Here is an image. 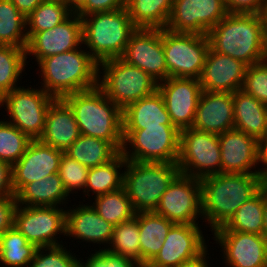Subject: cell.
I'll return each mask as SVG.
<instances>
[{
    "label": "cell",
    "instance_id": "6da1fadb",
    "mask_svg": "<svg viewBox=\"0 0 267 267\" xmlns=\"http://www.w3.org/2000/svg\"><path fill=\"white\" fill-rule=\"evenodd\" d=\"M200 183L202 219L210 225L212 233L224 226L265 184L258 174L237 173L211 175L200 179Z\"/></svg>",
    "mask_w": 267,
    "mask_h": 267
},
{
    "label": "cell",
    "instance_id": "7a4b0ae2",
    "mask_svg": "<svg viewBox=\"0 0 267 267\" xmlns=\"http://www.w3.org/2000/svg\"><path fill=\"white\" fill-rule=\"evenodd\" d=\"M210 48L247 66L267 59L260 14L228 13L207 34Z\"/></svg>",
    "mask_w": 267,
    "mask_h": 267
},
{
    "label": "cell",
    "instance_id": "3957f363",
    "mask_svg": "<svg viewBox=\"0 0 267 267\" xmlns=\"http://www.w3.org/2000/svg\"><path fill=\"white\" fill-rule=\"evenodd\" d=\"M42 89L55 99L98 86V63L80 47L42 59Z\"/></svg>",
    "mask_w": 267,
    "mask_h": 267
},
{
    "label": "cell",
    "instance_id": "277c9868",
    "mask_svg": "<svg viewBox=\"0 0 267 267\" xmlns=\"http://www.w3.org/2000/svg\"><path fill=\"white\" fill-rule=\"evenodd\" d=\"M71 108L80 134L110 142L119 152L123 147L122 109L96 88L62 98Z\"/></svg>",
    "mask_w": 267,
    "mask_h": 267
},
{
    "label": "cell",
    "instance_id": "5b68a950",
    "mask_svg": "<svg viewBox=\"0 0 267 267\" xmlns=\"http://www.w3.org/2000/svg\"><path fill=\"white\" fill-rule=\"evenodd\" d=\"M81 19L83 44L98 64L122 57L131 35L137 30L127 8L96 12Z\"/></svg>",
    "mask_w": 267,
    "mask_h": 267
},
{
    "label": "cell",
    "instance_id": "8992f818",
    "mask_svg": "<svg viewBox=\"0 0 267 267\" xmlns=\"http://www.w3.org/2000/svg\"><path fill=\"white\" fill-rule=\"evenodd\" d=\"M123 173V187L135 212L139 213L155 211L163 193L180 174V170L177 163L127 160Z\"/></svg>",
    "mask_w": 267,
    "mask_h": 267
},
{
    "label": "cell",
    "instance_id": "52a82bcc",
    "mask_svg": "<svg viewBox=\"0 0 267 267\" xmlns=\"http://www.w3.org/2000/svg\"><path fill=\"white\" fill-rule=\"evenodd\" d=\"M98 87L123 110L130 103L154 94L158 90V82L120 57L98 64Z\"/></svg>",
    "mask_w": 267,
    "mask_h": 267
},
{
    "label": "cell",
    "instance_id": "ba28073f",
    "mask_svg": "<svg viewBox=\"0 0 267 267\" xmlns=\"http://www.w3.org/2000/svg\"><path fill=\"white\" fill-rule=\"evenodd\" d=\"M179 143L180 131L174 125L161 124L146 129L123 130L121 152L130 161L177 163Z\"/></svg>",
    "mask_w": 267,
    "mask_h": 267
},
{
    "label": "cell",
    "instance_id": "9c48e42d",
    "mask_svg": "<svg viewBox=\"0 0 267 267\" xmlns=\"http://www.w3.org/2000/svg\"><path fill=\"white\" fill-rule=\"evenodd\" d=\"M168 78H200L210 43L207 35L162 29Z\"/></svg>",
    "mask_w": 267,
    "mask_h": 267
},
{
    "label": "cell",
    "instance_id": "30bf717a",
    "mask_svg": "<svg viewBox=\"0 0 267 267\" xmlns=\"http://www.w3.org/2000/svg\"><path fill=\"white\" fill-rule=\"evenodd\" d=\"M180 174L203 179L221 173L219 135L188 128L180 131Z\"/></svg>",
    "mask_w": 267,
    "mask_h": 267
},
{
    "label": "cell",
    "instance_id": "8fae6325",
    "mask_svg": "<svg viewBox=\"0 0 267 267\" xmlns=\"http://www.w3.org/2000/svg\"><path fill=\"white\" fill-rule=\"evenodd\" d=\"M18 86L1 98L10 118L8 123L17 127L31 140H38L44 130L46 114L51 102L55 99L41 87L40 89Z\"/></svg>",
    "mask_w": 267,
    "mask_h": 267
},
{
    "label": "cell",
    "instance_id": "7c38bea8",
    "mask_svg": "<svg viewBox=\"0 0 267 267\" xmlns=\"http://www.w3.org/2000/svg\"><path fill=\"white\" fill-rule=\"evenodd\" d=\"M54 206L18 205L13 226L38 248L61 245L56 236L66 235V210Z\"/></svg>",
    "mask_w": 267,
    "mask_h": 267
},
{
    "label": "cell",
    "instance_id": "4fadbf2b",
    "mask_svg": "<svg viewBox=\"0 0 267 267\" xmlns=\"http://www.w3.org/2000/svg\"><path fill=\"white\" fill-rule=\"evenodd\" d=\"M155 213L177 224H198L202 217L199 179L179 174L163 193Z\"/></svg>",
    "mask_w": 267,
    "mask_h": 267
},
{
    "label": "cell",
    "instance_id": "5bb4252c",
    "mask_svg": "<svg viewBox=\"0 0 267 267\" xmlns=\"http://www.w3.org/2000/svg\"><path fill=\"white\" fill-rule=\"evenodd\" d=\"M228 14L224 0H174L167 30L172 32H208Z\"/></svg>",
    "mask_w": 267,
    "mask_h": 267
},
{
    "label": "cell",
    "instance_id": "9a60e30c",
    "mask_svg": "<svg viewBox=\"0 0 267 267\" xmlns=\"http://www.w3.org/2000/svg\"><path fill=\"white\" fill-rule=\"evenodd\" d=\"M121 58L142 69L158 83L168 78L162 29L137 28L131 35Z\"/></svg>",
    "mask_w": 267,
    "mask_h": 267
},
{
    "label": "cell",
    "instance_id": "2e32d148",
    "mask_svg": "<svg viewBox=\"0 0 267 267\" xmlns=\"http://www.w3.org/2000/svg\"><path fill=\"white\" fill-rule=\"evenodd\" d=\"M158 91L173 125L179 131L191 128L202 92L200 81L195 78L169 77L158 83Z\"/></svg>",
    "mask_w": 267,
    "mask_h": 267
},
{
    "label": "cell",
    "instance_id": "e0dca14e",
    "mask_svg": "<svg viewBox=\"0 0 267 267\" xmlns=\"http://www.w3.org/2000/svg\"><path fill=\"white\" fill-rule=\"evenodd\" d=\"M200 224H177L169 230L163 246L149 262L153 267H177L200 255L206 245Z\"/></svg>",
    "mask_w": 267,
    "mask_h": 267
},
{
    "label": "cell",
    "instance_id": "ac0fdd59",
    "mask_svg": "<svg viewBox=\"0 0 267 267\" xmlns=\"http://www.w3.org/2000/svg\"><path fill=\"white\" fill-rule=\"evenodd\" d=\"M229 267H267V239L255 233L213 231Z\"/></svg>",
    "mask_w": 267,
    "mask_h": 267
},
{
    "label": "cell",
    "instance_id": "d6986e66",
    "mask_svg": "<svg viewBox=\"0 0 267 267\" xmlns=\"http://www.w3.org/2000/svg\"><path fill=\"white\" fill-rule=\"evenodd\" d=\"M81 44H83L82 19L76 13H72L52 29L35 33L28 40L26 56L33 54L38 64L46 57L77 49Z\"/></svg>",
    "mask_w": 267,
    "mask_h": 267
},
{
    "label": "cell",
    "instance_id": "ffe728a7",
    "mask_svg": "<svg viewBox=\"0 0 267 267\" xmlns=\"http://www.w3.org/2000/svg\"><path fill=\"white\" fill-rule=\"evenodd\" d=\"M63 151L32 140L22 157L12 166L15 195L28 183L59 172Z\"/></svg>",
    "mask_w": 267,
    "mask_h": 267
},
{
    "label": "cell",
    "instance_id": "44dd1931",
    "mask_svg": "<svg viewBox=\"0 0 267 267\" xmlns=\"http://www.w3.org/2000/svg\"><path fill=\"white\" fill-rule=\"evenodd\" d=\"M247 65L209 48L202 74L201 88L207 92L234 93L243 85Z\"/></svg>",
    "mask_w": 267,
    "mask_h": 267
},
{
    "label": "cell",
    "instance_id": "7402d4cb",
    "mask_svg": "<svg viewBox=\"0 0 267 267\" xmlns=\"http://www.w3.org/2000/svg\"><path fill=\"white\" fill-rule=\"evenodd\" d=\"M219 145L221 173L257 174L258 140L256 138L232 129L219 135ZM253 168L255 171H252Z\"/></svg>",
    "mask_w": 267,
    "mask_h": 267
},
{
    "label": "cell",
    "instance_id": "603a6c76",
    "mask_svg": "<svg viewBox=\"0 0 267 267\" xmlns=\"http://www.w3.org/2000/svg\"><path fill=\"white\" fill-rule=\"evenodd\" d=\"M191 128L217 135L234 129L233 94L202 90Z\"/></svg>",
    "mask_w": 267,
    "mask_h": 267
},
{
    "label": "cell",
    "instance_id": "cb8c5ba5",
    "mask_svg": "<svg viewBox=\"0 0 267 267\" xmlns=\"http://www.w3.org/2000/svg\"><path fill=\"white\" fill-rule=\"evenodd\" d=\"M80 135L69 105L63 99H54L48 108L44 130L39 140L65 152Z\"/></svg>",
    "mask_w": 267,
    "mask_h": 267
},
{
    "label": "cell",
    "instance_id": "d4e9b609",
    "mask_svg": "<svg viewBox=\"0 0 267 267\" xmlns=\"http://www.w3.org/2000/svg\"><path fill=\"white\" fill-rule=\"evenodd\" d=\"M78 206L66 210V236L110 245L114 225L106 222L91 204Z\"/></svg>",
    "mask_w": 267,
    "mask_h": 267
},
{
    "label": "cell",
    "instance_id": "484cf974",
    "mask_svg": "<svg viewBox=\"0 0 267 267\" xmlns=\"http://www.w3.org/2000/svg\"><path fill=\"white\" fill-rule=\"evenodd\" d=\"M123 130L173 125L164 99L157 90L154 94L130 103L122 110Z\"/></svg>",
    "mask_w": 267,
    "mask_h": 267
},
{
    "label": "cell",
    "instance_id": "4316f807",
    "mask_svg": "<svg viewBox=\"0 0 267 267\" xmlns=\"http://www.w3.org/2000/svg\"><path fill=\"white\" fill-rule=\"evenodd\" d=\"M234 129L262 139L267 123V105L243 90L233 93Z\"/></svg>",
    "mask_w": 267,
    "mask_h": 267
},
{
    "label": "cell",
    "instance_id": "83f0119b",
    "mask_svg": "<svg viewBox=\"0 0 267 267\" xmlns=\"http://www.w3.org/2000/svg\"><path fill=\"white\" fill-rule=\"evenodd\" d=\"M68 196L59 173H53L26 184L16 194V199L18 205L58 207L61 203H66Z\"/></svg>",
    "mask_w": 267,
    "mask_h": 267
},
{
    "label": "cell",
    "instance_id": "f1b7e54d",
    "mask_svg": "<svg viewBox=\"0 0 267 267\" xmlns=\"http://www.w3.org/2000/svg\"><path fill=\"white\" fill-rule=\"evenodd\" d=\"M126 161V158L120 151L109 162L89 168L84 195L90 196L89 192H92V194L100 196L122 188L124 173L119 171L125 167Z\"/></svg>",
    "mask_w": 267,
    "mask_h": 267
},
{
    "label": "cell",
    "instance_id": "f546056e",
    "mask_svg": "<svg viewBox=\"0 0 267 267\" xmlns=\"http://www.w3.org/2000/svg\"><path fill=\"white\" fill-rule=\"evenodd\" d=\"M174 0H127L130 19L137 28L164 29Z\"/></svg>",
    "mask_w": 267,
    "mask_h": 267
},
{
    "label": "cell",
    "instance_id": "4dcf8cb0",
    "mask_svg": "<svg viewBox=\"0 0 267 267\" xmlns=\"http://www.w3.org/2000/svg\"><path fill=\"white\" fill-rule=\"evenodd\" d=\"M65 153L91 168L109 162L119 151L106 140L81 134Z\"/></svg>",
    "mask_w": 267,
    "mask_h": 267
},
{
    "label": "cell",
    "instance_id": "1f68e13d",
    "mask_svg": "<svg viewBox=\"0 0 267 267\" xmlns=\"http://www.w3.org/2000/svg\"><path fill=\"white\" fill-rule=\"evenodd\" d=\"M214 231H238L262 235L263 186L252 198L239 207L224 226Z\"/></svg>",
    "mask_w": 267,
    "mask_h": 267
},
{
    "label": "cell",
    "instance_id": "d6a6232c",
    "mask_svg": "<svg viewBox=\"0 0 267 267\" xmlns=\"http://www.w3.org/2000/svg\"><path fill=\"white\" fill-rule=\"evenodd\" d=\"M37 249L13 226L0 237V263L6 267H27Z\"/></svg>",
    "mask_w": 267,
    "mask_h": 267
},
{
    "label": "cell",
    "instance_id": "836d02e7",
    "mask_svg": "<svg viewBox=\"0 0 267 267\" xmlns=\"http://www.w3.org/2000/svg\"><path fill=\"white\" fill-rule=\"evenodd\" d=\"M92 206L108 223L114 226L135 217L136 212L124 187L100 196H94Z\"/></svg>",
    "mask_w": 267,
    "mask_h": 267
},
{
    "label": "cell",
    "instance_id": "e575fe53",
    "mask_svg": "<svg viewBox=\"0 0 267 267\" xmlns=\"http://www.w3.org/2000/svg\"><path fill=\"white\" fill-rule=\"evenodd\" d=\"M26 17L11 0H0V45L26 48Z\"/></svg>",
    "mask_w": 267,
    "mask_h": 267
},
{
    "label": "cell",
    "instance_id": "d590c367",
    "mask_svg": "<svg viewBox=\"0 0 267 267\" xmlns=\"http://www.w3.org/2000/svg\"><path fill=\"white\" fill-rule=\"evenodd\" d=\"M27 58L26 48L0 45V98L18 88L16 82L28 63Z\"/></svg>",
    "mask_w": 267,
    "mask_h": 267
},
{
    "label": "cell",
    "instance_id": "8d00e7d4",
    "mask_svg": "<svg viewBox=\"0 0 267 267\" xmlns=\"http://www.w3.org/2000/svg\"><path fill=\"white\" fill-rule=\"evenodd\" d=\"M72 12L66 4L43 1L26 17V33L28 40L37 32L52 29L65 21Z\"/></svg>",
    "mask_w": 267,
    "mask_h": 267
},
{
    "label": "cell",
    "instance_id": "74e56055",
    "mask_svg": "<svg viewBox=\"0 0 267 267\" xmlns=\"http://www.w3.org/2000/svg\"><path fill=\"white\" fill-rule=\"evenodd\" d=\"M138 213L129 221L114 226L110 247L103 248L109 252L131 258L140 264ZM112 244V245H111Z\"/></svg>",
    "mask_w": 267,
    "mask_h": 267
},
{
    "label": "cell",
    "instance_id": "f35d334b",
    "mask_svg": "<svg viewBox=\"0 0 267 267\" xmlns=\"http://www.w3.org/2000/svg\"><path fill=\"white\" fill-rule=\"evenodd\" d=\"M32 140L17 127L0 120V160L14 165Z\"/></svg>",
    "mask_w": 267,
    "mask_h": 267
},
{
    "label": "cell",
    "instance_id": "ab89813d",
    "mask_svg": "<svg viewBox=\"0 0 267 267\" xmlns=\"http://www.w3.org/2000/svg\"><path fill=\"white\" fill-rule=\"evenodd\" d=\"M88 171L89 168L87 166L77 162L65 152L63 153L58 173L68 195L77 189H82V192H84Z\"/></svg>",
    "mask_w": 267,
    "mask_h": 267
},
{
    "label": "cell",
    "instance_id": "60d3db41",
    "mask_svg": "<svg viewBox=\"0 0 267 267\" xmlns=\"http://www.w3.org/2000/svg\"><path fill=\"white\" fill-rule=\"evenodd\" d=\"M66 250V247H63L62 244L38 248L27 267H77L78 259L76 255L74 256Z\"/></svg>",
    "mask_w": 267,
    "mask_h": 267
},
{
    "label": "cell",
    "instance_id": "b9f144b4",
    "mask_svg": "<svg viewBox=\"0 0 267 267\" xmlns=\"http://www.w3.org/2000/svg\"><path fill=\"white\" fill-rule=\"evenodd\" d=\"M241 90L267 105V59L247 66Z\"/></svg>",
    "mask_w": 267,
    "mask_h": 267
},
{
    "label": "cell",
    "instance_id": "7bdbcfd3",
    "mask_svg": "<svg viewBox=\"0 0 267 267\" xmlns=\"http://www.w3.org/2000/svg\"><path fill=\"white\" fill-rule=\"evenodd\" d=\"M174 224L154 211L138 213L139 233L157 235L156 237L160 242L165 240Z\"/></svg>",
    "mask_w": 267,
    "mask_h": 267
},
{
    "label": "cell",
    "instance_id": "ee69618b",
    "mask_svg": "<svg viewBox=\"0 0 267 267\" xmlns=\"http://www.w3.org/2000/svg\"><path fill=\"white\" fill-rule=\"evenodd\" d=\"M85 262L79 258L77 267H135L136 262L131 258L113 254L106 249H100L89 255Z\"/></svg>",
    "mask_w": 267,
    "mask_h": 267
},
{
    "label": "cell",
    "instance_id": "f6af8a7d",
    "mask_svg": "<svg viewBox=\"0 0 267 267\" xmlns=\"http://www.w3.org/2000/svg\"><path fill=\"white\" fill-rule=\"evenodd\" d=\"M127 7V0H86L76 12L80 17L96 12H109Z\"/></svg>",
    "mask_w": 267,
    "mask_h": 267
},
{
    "label": "cell",
    "instance_id": "bcb514c9",
    "mask_svg": "<svg viewBox=\"0 0 267 267\" xmlns=\"http://www.w3.org/2000/svg\"><path fill=\"white\" fill-rule=\"evenodd\" d=\"M16 207V196L0 198V237L13 227Z\"/></svg>",
    "mask_w": 267,
    "mask_h": 267
},
{
    "label": "cell",
    "instance_id": "7dc6e473",
    "mask_svg": "<svg viewBox=\"0 0 267 267\" xmlns=\"http://www.w3.org/2000/svg\"><path fill=\"white\" fill-rule=\"evenodd\" d=\"M157 235L139 233L140 242V263H149L163 246Z\"/></svg>",
    "mask_w": 267,
    "mask_h": 267
},
{
    "label": "cell",
    "instance_id": "c3c4849f",
    "mask_svg": "<svg viewBox=\"0 0 267 267\" xmlns=\"http://www.w3.org/2000/svg\"><path fill=\"white\" fill-rule=\"evenodd\" d=\"M266 0H228V13L260 14Z\"/></svg>",
    "mask_w": 267,
    "mask_h": 267
},
{
    "label": "cell",
    "instance_id": "681fc988",
    "mask_svg": "<svg viewBox=\"0 0 267 267\" xmlns=\"http://www.w3.org/2000/svg\"><path fill=\"white\" fill-rule=\"evenodd\" d=\"M16 196L13 187L12 165L0 160V198Z\"/></svg>",
    "mask_w": 267,
    "mask_h": 267
},
{
    "label": "cell",
    "instance_id": "f907efd6",
    "mask_svg": "<svg viewBox=\"0 0 267 267\" xmlns=\"http://www.w3.org/2000/svg\"><path fill=\"white\" fill-rule=\"evenodd\" d=\"M259 163L265 168H259L257 174L267 183V140H258V165Z\"/></svg>",
    "mask_w": 267,
    "mask_h": 267
},
{
    "label": "cell",
    "instance_id": "816d5d0a",
    "mask_svg": "<svg viewBox=\"0 0 267 267\" xmlns=\"http://www.w3.org/2000/svg\"><path fill=\"white\" fill-rule=\"evenodd\" d=\"M44 0H11L13 5L25 16L30 15Z\"/></svg>",
    "mask_w": 267,
    "mask_h": 267
},
{
    "label": "cell",
    "instance_id": "f5cc1de1",
    "mask_svg": "<svg viewBox=\"0 0 267 267\" xmlns=\"http://www.w3.org/2000/svg\"><path fill=\"white\" fill-rule=\"evenodd\" d=\"M207 248L197 257L184 261L177 267H209L207 261Z\"/></svg>",
    "mask_w": 267,
    "mask_h": 267
},
{
    "label": "cell",
    "instance_id": "db71d44e",
    "mask_svg": "<svg viewBox=\"0 0 267 267\" xmlns=\"http://www.w3.org/2000/svg\"><path fill=\"white\" fill-rule=\"evenodd\" d=\"M262 235L267 239V183L263 185V231Z\"/></svg>",
    "mask_w": 267,
    "mask_h": 267
},
{
    "label": "cell",
    "instance_id": "11a10c76",
    "mask_svg": "<svg viewBox=\"0 0 267 267\" xmlns=\"http://www.w3.org/2000/svg\"><path fill=\"white\" fill-rule=\"evenodd\" d=\"M85 3L86 0H66V5L72 13H76Z\"/></svg>",
    "mask_w": 267,
    "mask_h": 267
},
{
    "label": "cell",
    "instance_id": "9f6ffc18",
    "mask_svg": "<svg viewBox=\"0 0 267 267\" xmlns=\"http://www.w3.org/2000/svg\"><path fill=\"white\" fill-rule=\"evenodd\" d=\"M260 16H261L262 23H263V34H264V38L267 44V0L262 8Z\"/></svg>",
    "mask_w": 267,
    "mask_h": 267
},
{
    "label": "cell",
    "instance_id": "6f0895ef",
    "mask_svg": "<svg viewBox=\"0 0 267 267\" xmlns=\"http://www.w3.org/2000/svg\"><path fill=\"white\" fill-rule=\"evenodd\" d=\"M135 267H153V266L150 265L149 263H140V264H136Z\"/></svg>",
    "mask_w": 267,
    "mask_h": 267
},
{
    "label": "cell",
    "instance_id": "680465c9",
    "mask_svg": "<svg viewBox=\"0 0 267 267\" xmlns=\"http://www.w3.org/2000/svg\"><path fill=\"white\" fill-rule=\"evenodd\" d=\"M44 1L60 2L66 4V0H44Z\"/></svg>",
    "mask_w": 267,
    "mask_h": 267
},
{
    "label": "cell",
    "instance_id": "91938a15",
    "mask_svg": "<svg viewBox=\"0 0 267 267\" xmlns=\"http://www.w3.org/2000/svg\"><path fill=\"white\" fill-rule=\"evenodd\" d=\"M260 140H267V123H266V130H265V133H264L262 139H260Z\"/></svg>",
    "mask_w": 267,
    "mask_h": 267
}]
</instances>
